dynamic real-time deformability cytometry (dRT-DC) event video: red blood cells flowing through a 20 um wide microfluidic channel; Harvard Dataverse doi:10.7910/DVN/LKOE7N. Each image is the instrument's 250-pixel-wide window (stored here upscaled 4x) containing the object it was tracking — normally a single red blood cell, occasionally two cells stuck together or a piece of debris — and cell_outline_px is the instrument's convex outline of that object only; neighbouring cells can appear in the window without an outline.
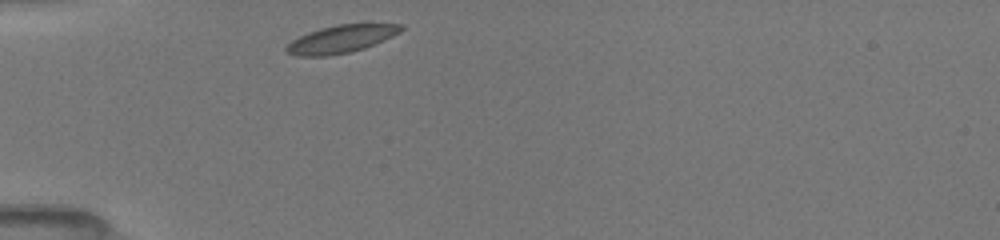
{"species": "common noctule bat (a hibernating species)", "species_latin": "Nyctalus noctula", "temperature_condition": "room temperature", "stored_images_in_passage": 22, "camera_frame_rate_fps": 3000, "um_per_image_px": 0.085, "animal": {"sex": "female", "body_mass_g": 19.5, "forearm_length_mm": 54.1}, "frame": {"image": 1, "passage_image": 1, "time_ms": 0.0, "image_size_px": [1000, 240], "cell_outline_px": [[404, 28], [400, 32], [384, 40], [364, 48], [348, 52], [328, 56], [296, 56], [288, 52], [284, 48], [292, 40], [308, 32], [320, 28], [336, 24], [404, 24]], "centroid_in_image_um": [28.99, 3.31], "position_along_channel_um": 56.0, "area_um2": 18.38}}
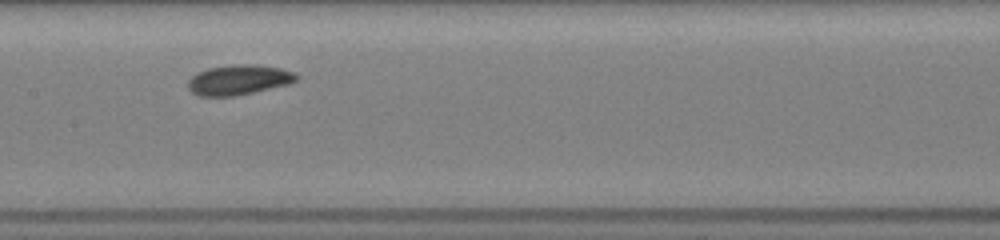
{"frame": {"image": 2, "passage_image": 11, "time_ms": 3.667, "image_size_px": [1000, 240], "cell_outline_px": [[300, 76], [296, 80], [288, 84], [252, 92], [232, 96], [196, 96], [188, 88], [188, 80], [196, 72], [208, 68], [236, 64], [256, 64], [280, 68], [296, 72]], "centroid_in_image_um": [20.28, 6.77], "position_along_channel_um": 187.1, "area_um2": 19.02}}
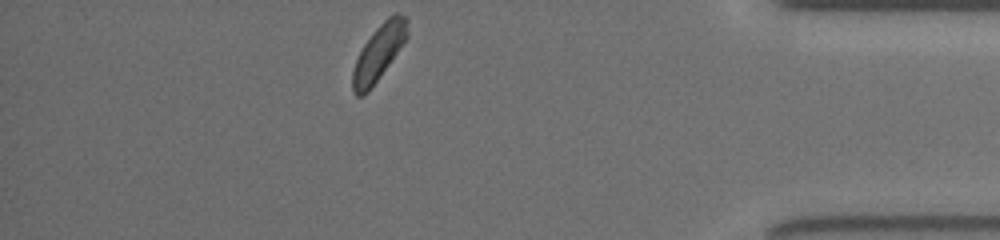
{"frame": {"image": 3, "passage_image": 22, "time_ms": 10.0, "image_size_px": [1000, 240], "cell_outline_px": [[408, 36], [368, 92], [364, 96], [356, 96], [352, 92], [352, 72], [356, 60], [364, 44], [372, 32], [388, 16], [396, 12], [404, 16], [408, 20]], "centroid_in_image_um": [32.18, 4.46], "position_along_channel_um": 403.0, "area_um2": 17.46}, "authors_computed_cell_mechanics": {"area_um2": 18.3226, "velocity_mm_per_s": 3.9376, "shape_relaxation_time_tau1_ms": 0.9828, "shape_relaxation_time_tau2_ms": 2.6135, "deformation_change_tau1": 0.0679, "deformation_change_tau2": 0.0664}}